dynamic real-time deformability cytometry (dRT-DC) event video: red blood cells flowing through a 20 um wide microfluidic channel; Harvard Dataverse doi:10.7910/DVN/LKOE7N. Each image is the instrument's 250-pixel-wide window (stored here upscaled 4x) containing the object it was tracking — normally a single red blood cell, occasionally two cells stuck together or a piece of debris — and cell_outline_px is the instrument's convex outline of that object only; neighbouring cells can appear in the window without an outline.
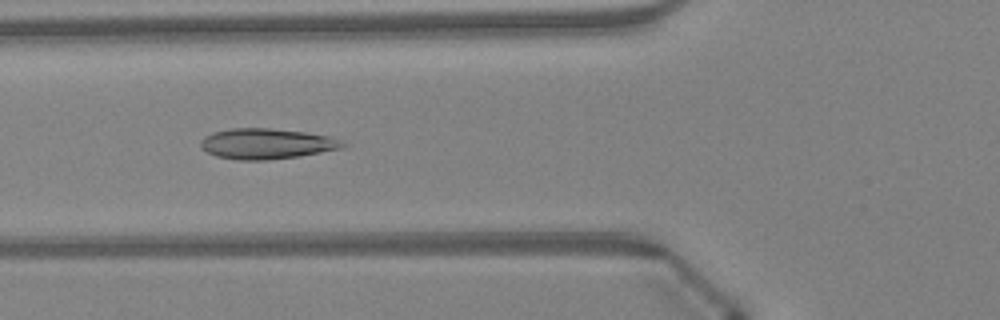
{"species": "Egyptian fruit bat (a non-hibernating species)", "species_latin": "Rousettus aegyptiacus", "temperature_condition": "warm", "stored_images_in_passage": 22, "camera_frame_rate_fps": 3000, "um_per_image_px": 0.085, "animal": {"sex": "female"}, "frame": {"image": 1, "passage_image": 6, "time_ms": 1.667, "image_size_px": [1000, 320], "cell_outline_px": [[348, 144], [344, 148], [300, 156], [268, 160], [236, 160], [216, 156], [208, 152], [200, 144], [200, 140], [204, 136], [212, 132], [232, 128], [268, 128], [304, 132], [328, 136]], "centroid_in_image_um": [22.65, 12.22], "position_along_channel_um": 103.1, "area_um2": 25.26}}
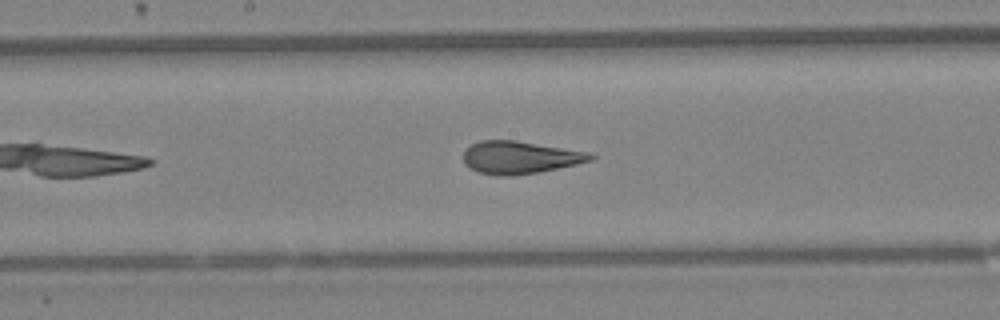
{"frame": {"image": 2, "passage_image": 13, "time_ms": 4.0, "image_size_px": [1000, 320], "cell_outline_px": [[596, 156], [592, 160], [576, 164], [536, 172], [512, 176], [496, 176], [480, 172], [464, 164], [464, 148], [480, 140], [516, 140], [592, 152]], "centroid_in_image_um": [44.2, 13.36], "position_along_channel_um": 204.0, "area_um2": 24.22}}
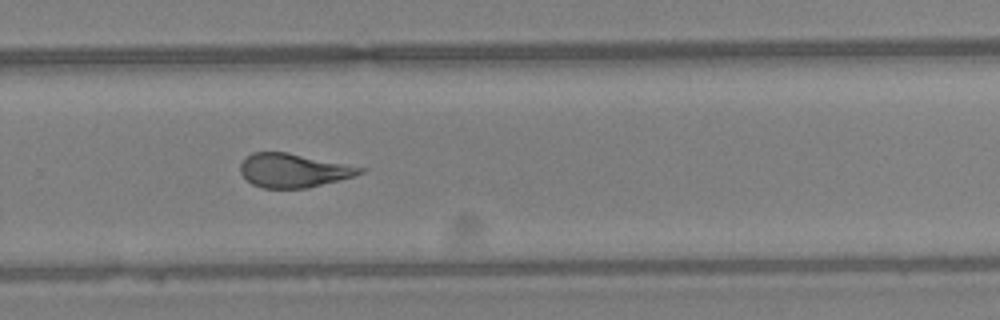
{"frame": {"image": 3, "passage_image": 20, "time_ms": 6.333, "image_size_px": [1000, 320], "cell_outline_px": [[368, 168], [364, 172], [352, 176], [308, 188], [264, 188], [252, 184], [240, 172], [240, 164], [252, 152], [288, 152]], "centroid_in_image_um": [24.96, 14.48], "position_along_channel_um": 304.8, "area_um2": 23.47}}